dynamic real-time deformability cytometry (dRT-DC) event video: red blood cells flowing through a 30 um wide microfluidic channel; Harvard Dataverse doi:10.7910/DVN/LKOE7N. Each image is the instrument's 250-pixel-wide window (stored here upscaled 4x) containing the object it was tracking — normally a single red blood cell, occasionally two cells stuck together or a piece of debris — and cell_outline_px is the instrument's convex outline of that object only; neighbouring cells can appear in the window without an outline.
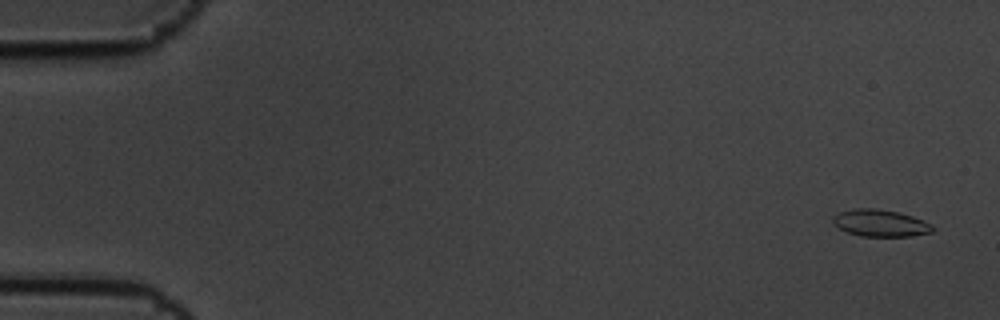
{"species": "common noctule bat (a hibernating species)", "species_latin": "Nyctalus noctula", "temperature_condition": "cold", "stored_images_in_passage": 10, "camera_frame_rate_fps": 3000, "um_per_image_px": 0.085, "animal": {"sex": "male", "body_mass_g": 19.5, "forearm_length_mm": 54.6}, "frame": {"image": 1, "passage_image": 1, "time_ms": 0.0, "image_size_px": [1000, 320], "cell_outline_px": [[936, 228], [932, 232], [912, 236], [860, 236], [848, 232], [840, 228], [832, 220], [832, 216], [840, 212], [852, 208], [876, 208], [900, 212], [924, 220], [932, 224]], "centroid_in_image_um": [74.87, 18.95], "position_along_channel_um": 10.1, "area_um2": 15.78}}
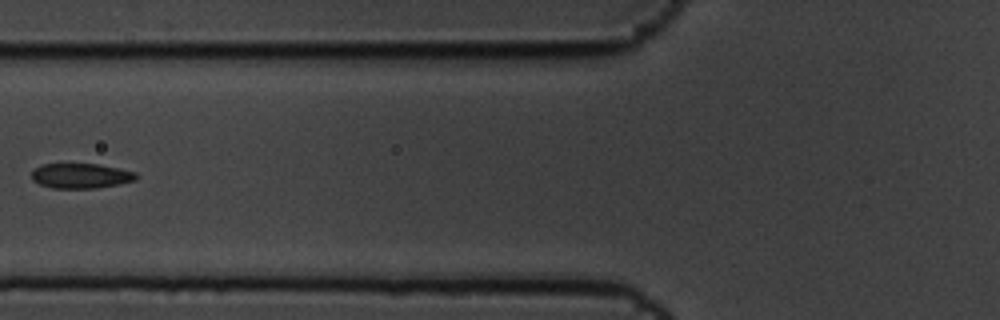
{"frame": {"image": 2, "passage_image": 7, "time_ms": 2.0, "image_size_px": [1000, 320], "cell_outline_px": [[136, 180], [96, 188], [52, 188], [40, 184], [32, 180], [32, 172], [40, 164], [100, 164], [136, 172]], "centroid_in_image_um": [6.85, 14.94], "position_along_channel_um": 118.9, "area_um2": 15.09}}
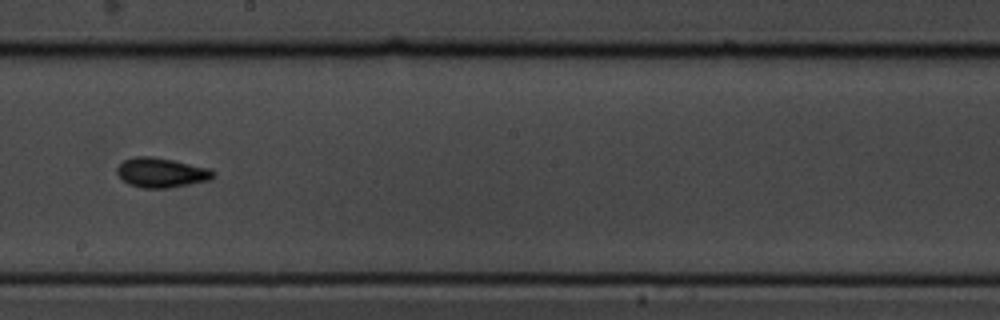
{"frame": {"image": 3, "passage_image": 10, "time_ms": 3.0, "image_size_px": [1000, 320], "cell_outline_px": [[216, 172], [212, 180], [168, 188], [144, 188], [128, 184], [116, 172], [116, 168], [124, 160], [136, 156], [152, 156], [172, 160], [208, 168]], "centroid_in_image_um": [13.73, 14.68], "position_along_channel_um": 234.5, "area_um2": 16.59}}